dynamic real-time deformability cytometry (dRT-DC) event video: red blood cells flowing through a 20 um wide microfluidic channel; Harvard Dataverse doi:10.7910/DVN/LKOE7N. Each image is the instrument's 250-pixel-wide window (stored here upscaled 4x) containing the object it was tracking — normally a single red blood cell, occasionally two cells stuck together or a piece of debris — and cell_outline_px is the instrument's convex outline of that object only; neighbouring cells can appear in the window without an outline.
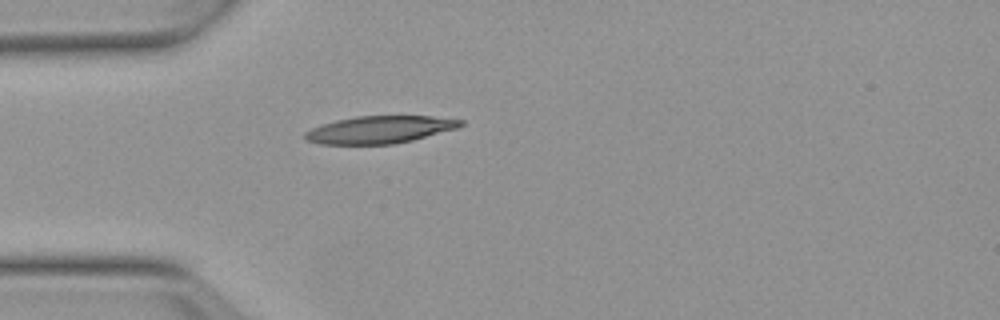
{"species": "Egyptian fruit bat (a non-hibernating species)", "species_latin": "Rousettus aegyptiacus", "temperature_condition": "warm", "stored_images_in_passage": 33, "camera_frame_rate_fps": 3000, "um_per_image_px": 0.085, "animal": {"sex": "female"}, "frame": {"image": 1, "passage_image": 1, "time_ms": 0.0, "image_size_px": [1000, 320], "cell_outline_px": [[464, 124], [456, 128], [412, 140], [392, 144], [320, 144], [304, 140], [304, 132], [312, 128], [336, 120], [356, 116], [432, 116], [464, 120]], "centroid_in_image_um": [32.25, 11.02], "position_along_channel_um": 52.8, "area_um2": 24.68}}
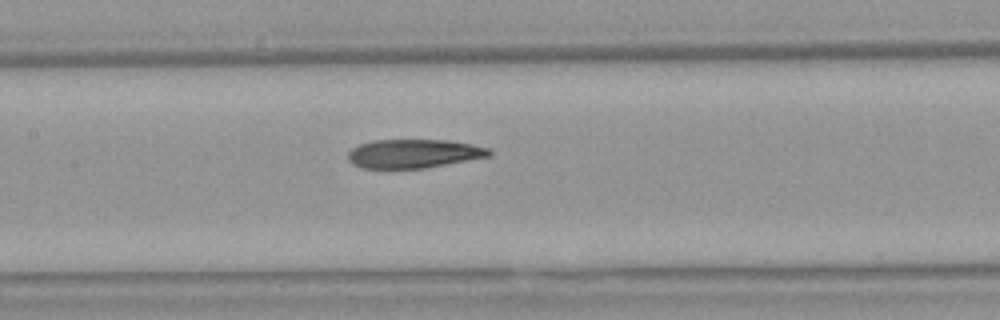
{"frame": {"image": 2, "passage_image": 11, "time_ms": 3.333, "image_size_px": [1000, 320], "cell_outline_px": [[492, 156], [424, 168], [388, 172], [360, 168], [352, 164], [348, 160], [348, 152], [352, 148], [360, 144], [372, 140], [444, 140], [472, 144], [488, 148], [492, 152]], "centroid_in_image_um": [35.08, 13.11], "position_along_channel_um": 172.3, "area_um2": 24.62}}
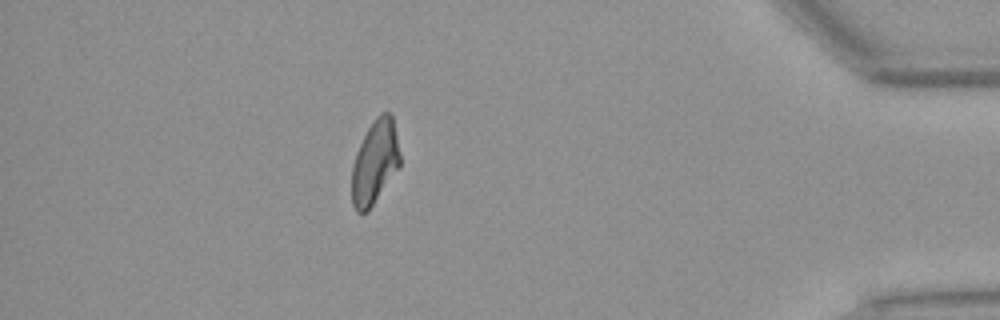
{"frame": {"image": 3, "passage_image": 33, "time_ms": 10.667, "image_size_px": [1000, 320], "cell_outline_px": [[400, 164], [368, 212], [356, 212], [352, 204], [352, 168], [356, 152], [368, 128], [376, 116], [380, 112], [388, 112], [392, 116], [400, 152]], "centroid_in_image_um": [31.85, 13.79], "position_along_channel_um": 403.3, "area_um2": 23.24}, "authors_computed_cell_mechanics": {"area_um2": 24.6228, "velocity_mm_per_s": 3.8147, "shape_relaxation_time_tau1_ms": 8.4373, "shape_relaxation_time_tau2_ms": 2.6504, "deformation_change_tau1": 0.2268, "deformation_change_tau2": 0.1014}}